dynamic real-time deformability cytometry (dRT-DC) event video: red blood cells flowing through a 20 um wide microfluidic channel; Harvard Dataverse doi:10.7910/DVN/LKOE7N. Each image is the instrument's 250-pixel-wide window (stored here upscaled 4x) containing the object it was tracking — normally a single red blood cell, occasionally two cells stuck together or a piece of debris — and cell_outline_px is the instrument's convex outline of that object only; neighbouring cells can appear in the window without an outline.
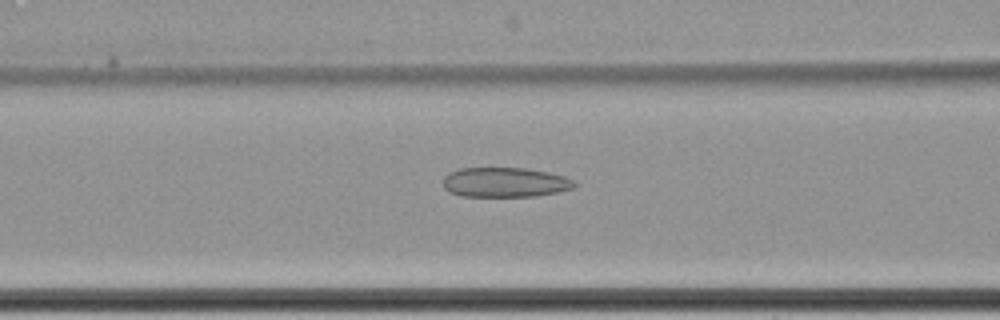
{"species": "common noctule bat (a hibernating species)", "species_latin": "Nyctalus noctula", "temperature_condition": "cold", "stored_images_in_passage": 49, "camera_frame_rate_fps": 3000, "um_per_image_px": 0.085, "animal": {"sex": "female", "body_mass_g": 22.7, "forearm_length_mm": 54.2}, "frame": {"image": 1, "passage_image": 15, "time_ms": 4.667, "image_size_px": [1000, 320], "cell_outline_px": [[576, 184], [572, 188], [556, 192], [536, 196], [460, 196], [448, 192], [444, 188], [444, 176], [448, 172], [460, 168], [524, 168], [548, 172], [564, 176], [576, 180]], "centroid_in_image_um": [42.9, 15.49], "position_along_channel_um": 123.7, "area_um2": 22.83}}
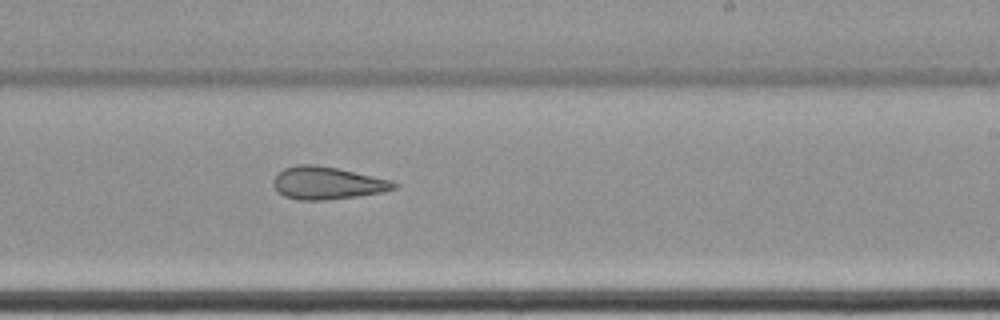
{"frame": {"image": 2, "passage_image": 27, "time_ms": 8.667, "image_size_px": [1000, 320], "cell_outline_px": [[400, 184], [396, 188], [384, 192], [356, 196], [324, 200], [300, 200], [284, 196], [276, 192], [272, 184], [272, 180], [284, 168], [300, 164], [312, 164], [340, 168], [392, 180]], "centroid_in_image_um": [27.83, 15.55], "position_along_channel_um": 261.2, "area_um2": 23.12}}
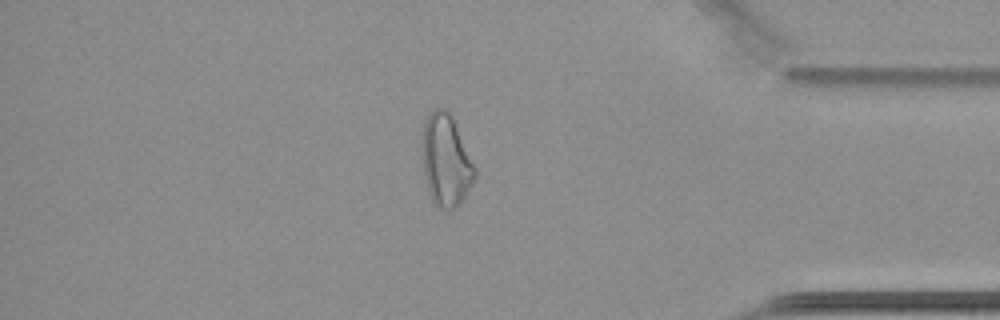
{"frame": {"image": 3, "passage_image": 41, "time_ms": 13.333, "image_size_px": [1000, 320], "cell_outline_px": [[476, 176], [472, 184], [464, 196], [448, 212], [444, 212], [432, 200], [424, 176], [420, 148], [420, 144], [424, 120], [436, 108], [444, 108], [452, 116], [476, 168]], "centroid_in_image_um": [37.87, 13.61], "position_along_channel_um": 397.3, "area_um2": 28.26}, "authors_computed_cell_mechanics": {"area_um2": 25.9522, "velocity_mm_per_s": 3.4376, "shape_relaxation_time_tau1_ms": null, "shape_relaxation_time_tau2_ms": 6.1956, "deformation_change_tau1": null, "deformation_change_tau2": 0.1521}}